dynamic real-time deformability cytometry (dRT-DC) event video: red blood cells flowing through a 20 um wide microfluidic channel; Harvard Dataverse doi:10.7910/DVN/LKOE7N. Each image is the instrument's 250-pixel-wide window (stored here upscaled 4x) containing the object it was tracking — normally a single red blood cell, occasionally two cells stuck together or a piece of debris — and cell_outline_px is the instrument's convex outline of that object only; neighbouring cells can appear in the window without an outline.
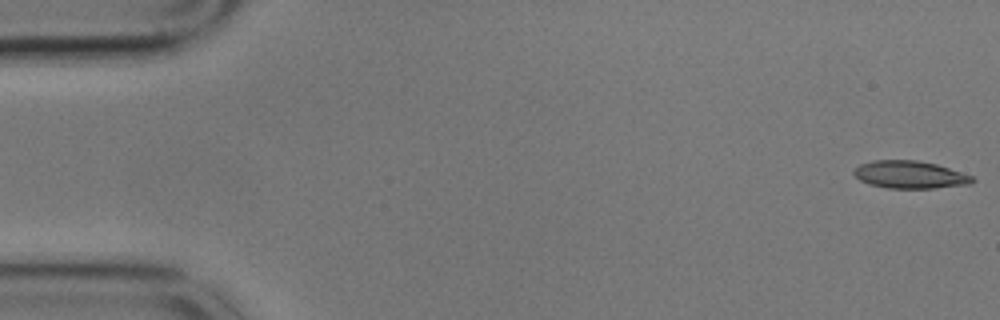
{"species": "common noctule bat (a hibernating species)", "species_latin": "Nyctalus noctula", "temperature_condition": "cold", "stored_images_in_passage": 55, "camera_frame_rate_fps": 3000, "um_per_image_px": 0.085, "animal": {"sex": "male", "body_mass_g": 17.9}, "frame": {"image": 1, "passage_image": 1, "time_ms": 0.0, "image_size_px": [1000, 320], "cell_outline_px": [[976, 180], [972, 184], [936, 188], [888, 188], [868, 184], [860, 180], [852, 172], [860, 164], [872, 160], [916, 160], [936, 164], [972, 176]], "centroid_in_image_um": [77.34, 14.85], "position_along_channel_um": 7.7, "area_um2": 19.02}}
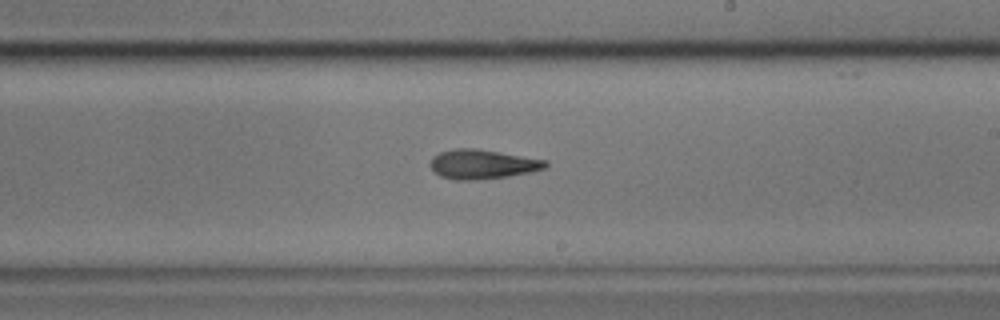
{"frame": {"image": 2, "passage_image": 32, "time_ms": 10.333, "image_size_px": [1000, 320], "cell_outline_px": [[548, 164], [544, 168], [532, 172], [508, 176], [476, 180], [456, 180], [440, 176], [428, 164], [432, 156], [440, 152], [456, 148], [476, 148], [548, 160]], "centroid_in_image_um": [41.0, 13.95], "position_along_channel_um": 248.0, "area_um2": 19.83}}
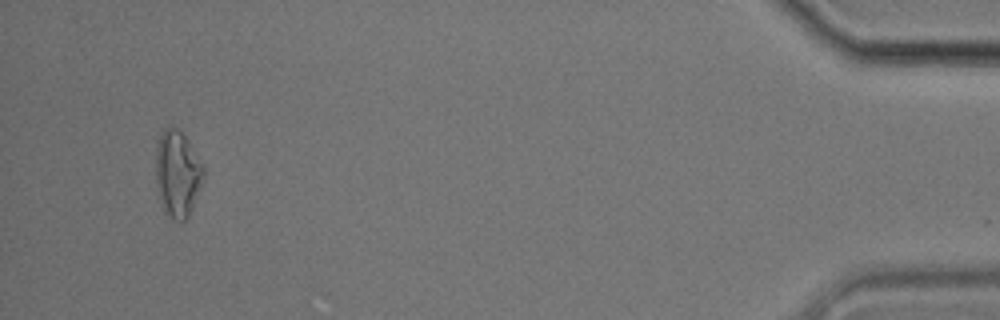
{"frame": {"image": 3, "passage_image": 53, "time_ms": 17.333, "image_size_px": [1000, 320], "cell_outline_px": [[204, 176], [188, 216], [184, 220], [172, 220], [164, 212], [160, 200], [156, 184], [156, 148], [160, 132], [164, 128], [172, 124], [188, 140], [204, 168]], "centroid_in_image_um": [15.05, 14.74], "position_along_channel_um": 420.1, "area_um2": 23.87}, "authors_computed_cell_mechanics": {"area_um2": 19.7098, "velocity_mm_per_s": 3.5631, "shape_relaxation_time_tau1_ms": 6.7618, "shape_relaxation_time_tau2_ms": 6.0985, "deformation_change_tau1": 0.1725, "deformation_change_tau2": 0.1726}}